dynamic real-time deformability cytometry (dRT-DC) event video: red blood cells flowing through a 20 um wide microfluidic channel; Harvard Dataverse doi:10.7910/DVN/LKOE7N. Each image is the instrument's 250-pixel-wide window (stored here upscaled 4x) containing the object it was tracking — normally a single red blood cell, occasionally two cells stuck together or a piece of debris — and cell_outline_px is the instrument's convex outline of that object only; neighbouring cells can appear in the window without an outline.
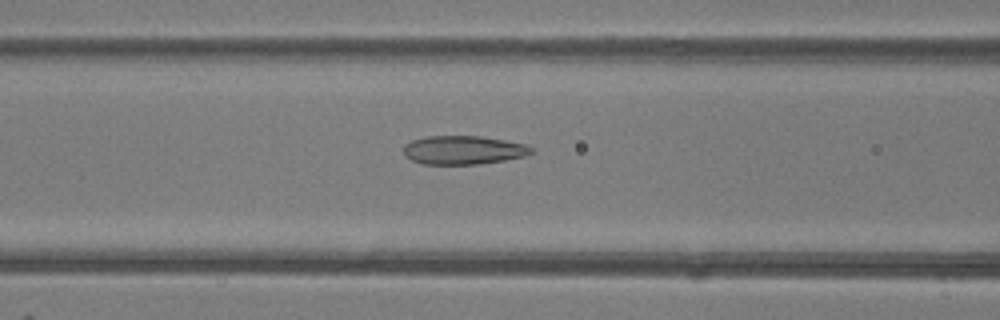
{"species": "common noctule bat (a hibernating species)", "species_latin": "Nyctalus noctula", "temperature_condition": "room temperature", "stored_images_in_passage": 47, "camera_frame_rate_fps": 3000, "um_per_image_px": 0.085, "animal": {"sex": "female"}, "frame": {"image": 1, "passage_image": 20, "time_ms": 6.333, "image_size_px": [1000, 320], "cell_outline_px": [[532, 152], [524, 156], [504, 160], [480, 164], [424, 164], [412, 160], [404, 156], [404, 144], [412, 140], [424, 136], [480, 136], [528, 144], [532, 148]], "centroid_in_image_um": [39.36, 12.75], "position_along_channel_um": 127.2, "area_um2": 21.39}}
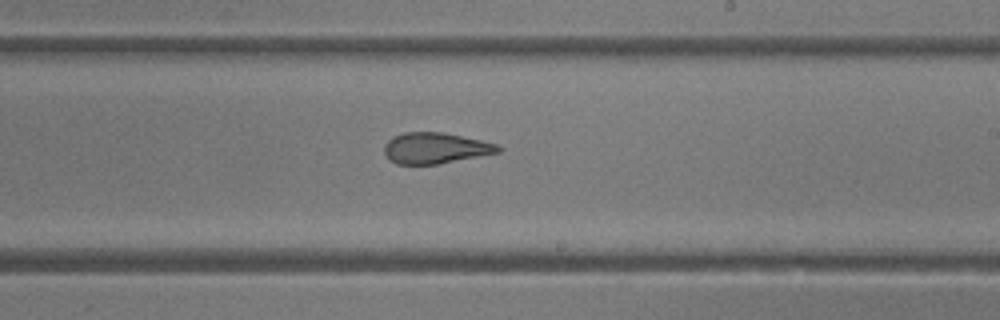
{"frame": {"image": 2, "passage_image": 29, "time_ms": 9.333, "image_size_px": [1000, 320], "cell_outline_px": [[504, 148], [500, 152], [436, 164], [396, 164], [388, 160], [384, 152], [384, 144], [392, 136], [404, 132], [444, 132], [480, 140], [496, 144]], "centroid_in_image_um": [36.97, 12.58], "position_along_channel_um": 252.0, "area_um2": 20.58}}
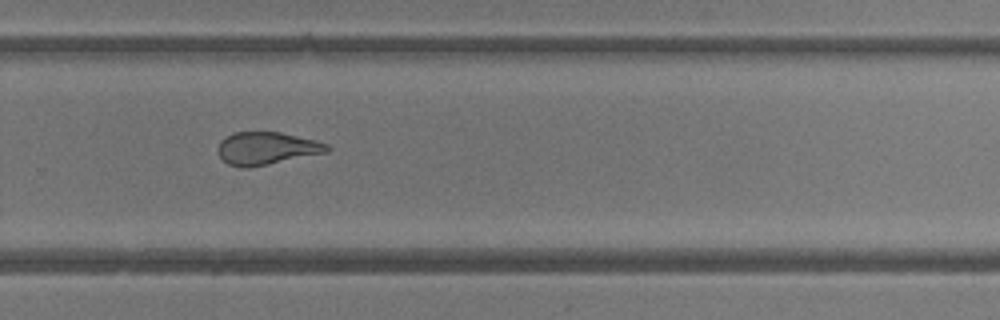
{"frame": {"image": 3, "passage_image": 33, "time_ms": 10.667, "image_size_px": [1000, 320], "cell_outline_px": [[332, 148], [328, 152], [248, 168], [240, 168], [228, 164], [220, 156], [216, 148], [220, 140], [232, 132], [280, 132], [316, 140], [328, 144]], "centroid_in_image_um": [22.65, 12.6], "position_along_channel_um": 307.2, "area_um2": 20.92}}